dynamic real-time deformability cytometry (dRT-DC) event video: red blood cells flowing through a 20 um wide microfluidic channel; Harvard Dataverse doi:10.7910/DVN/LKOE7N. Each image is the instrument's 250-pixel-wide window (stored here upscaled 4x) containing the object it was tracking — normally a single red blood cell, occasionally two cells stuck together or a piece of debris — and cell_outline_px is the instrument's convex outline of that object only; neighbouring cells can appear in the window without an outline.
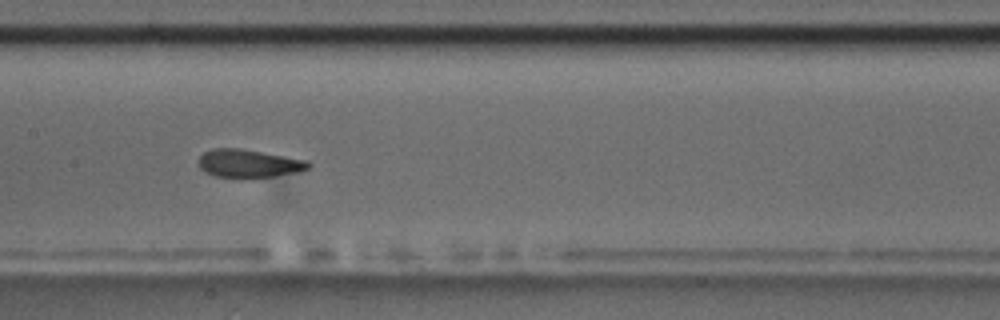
{"species": "common noctule bat (a hibernating species)", "species_latin": "Nyctalus noctula", "temperature_condition": "room temperature", "stored_images_in_passage": 17, "camera_frame_rate_fps": 3000, "um_per_image_px": 0.085, "animal": {"sex": "male", "body_mass_g": 17.5, "forearm_length_mm": 52.3}, "frame": {"image": 1, "passage_image": 8, "time_ms": 9.0, "image_size_px": [1000, 320], "cell_outline_px": [[312, 164], [308, 168], [296, 172], [272, 176], [216, 176], [204, 172], [200, 168], [196, 160], [204, 152], [212, 148], [240, 148], [308, 160]], "centroid_in_image_um": [21.1, 13.86], "position_along_channel_um": 186.3, "area_um2": 17.69}}
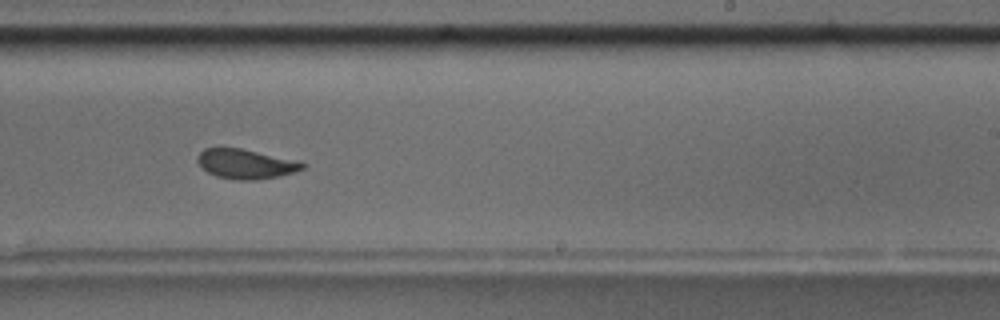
{"frame": {"image": 2, "passage_image": 10, "time_ms": 11.333, "image_size_px": [1000, 320], "cell_outline_px": [[308, 164], [304, 168], [292, 172], [276, 176], [256, 180], [236, 180], [216, 176], [208, 172], [196, 160], [196, 156], [204, 148], [240, 148], [300, 160]], "centroid_in_image_um": [20.91, 13.92], "position_along_channel_um": 268.1, "area_um2": 18.15}, "authors_computed_cell_mechanics": {"area_um2": 18.3226, "velocity_mm_per_s": 3.5216, "shape_relaxation_time_tau1_ms": 2.8619, "shape_relaxation_time_tau2_ms": 0.6524, "deformation_change_tau1": 0.1069, "deformation_change_tau2": 0.0569}}